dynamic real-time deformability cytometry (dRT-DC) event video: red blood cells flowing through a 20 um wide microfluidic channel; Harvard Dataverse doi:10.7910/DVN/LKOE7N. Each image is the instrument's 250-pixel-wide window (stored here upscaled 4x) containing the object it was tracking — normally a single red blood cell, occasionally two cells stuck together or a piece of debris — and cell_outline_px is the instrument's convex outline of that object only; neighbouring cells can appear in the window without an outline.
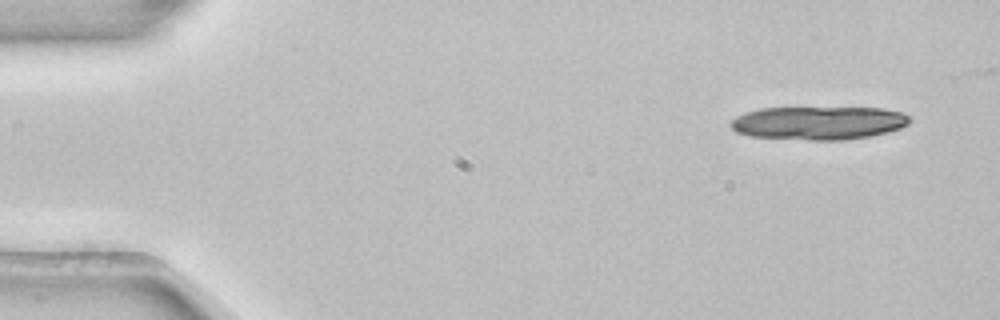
{"species": "common noctule bat (a hibernating species)", "species_latin": "Nyctalus noctula", "temperature_condition": "room temperature", "stored_images_in_passage": 4, "camera_frame_rate_fps": 3000, "um_per_image_px": 0.085, "animal": {"sex": "female", "body_mass_g": 22.7, "forearm_length_mm": 54.2}, "frame": {"image": 1, "passage_image": 1, "time_ms": 0.0, "image_size_px": [1000, 320], "cell_outline_px": [[912, 120], [908, 124], [900, 128], [888, 132], [872, 136], [848, 140], [808, 140], [748, 136], [736, 132], [728, 124], [736, 116], [744, 112], [760, 108], [884, 108], [904, 112], [912, 116]], "centroid_in_image_um": [69.61, 10.45], "position_along_channel_um": 15.4, "area_um2": 35.32}}